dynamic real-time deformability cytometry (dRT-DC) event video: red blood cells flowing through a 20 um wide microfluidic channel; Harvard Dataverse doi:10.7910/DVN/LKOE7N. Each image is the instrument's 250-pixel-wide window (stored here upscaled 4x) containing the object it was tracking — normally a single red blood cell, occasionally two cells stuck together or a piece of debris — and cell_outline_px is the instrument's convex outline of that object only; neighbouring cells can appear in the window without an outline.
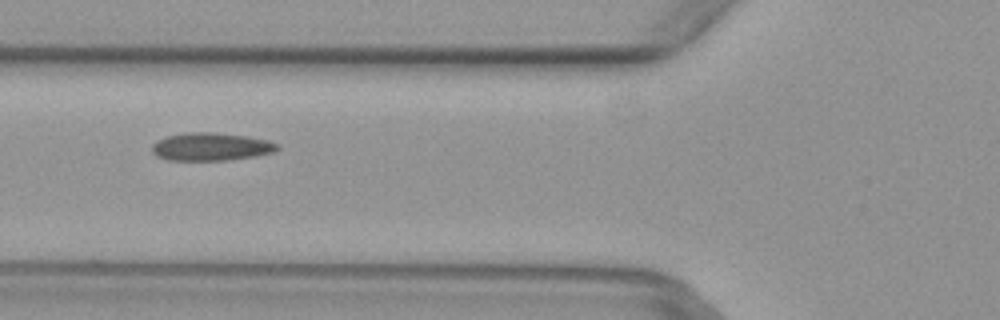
{"species": "common noctule bat (a hibernating species)", "species_latin": "Nyctalus noctula", "temperature_condition": "warm", "stored_images_in_passage": 4, "camera_frame_rate_fps": 3000, "um_per_image_px": 0.085, "animal": {"sex": "female", "body_mass_g": 29.2, "forearm_length_mm": 56.3}, "frame": {"image": 1, "passage_image": 4, "time_ms": 1.0, "image_size_px": [1000, 320], "cell_outline_px": [[280, 148], [272, 152], [256, 156], [224, 160], [168, 160], [156, 156], [152, 152], [152, 144], [156, 140], [168, 136], [184, 132], [212, 132], [248, 136], [268, 140], [280, 144]], "centroid_in_image_um": [17.93, 12.46], "position_along_channel_um": 107.9, "area_um2": 20.52}}